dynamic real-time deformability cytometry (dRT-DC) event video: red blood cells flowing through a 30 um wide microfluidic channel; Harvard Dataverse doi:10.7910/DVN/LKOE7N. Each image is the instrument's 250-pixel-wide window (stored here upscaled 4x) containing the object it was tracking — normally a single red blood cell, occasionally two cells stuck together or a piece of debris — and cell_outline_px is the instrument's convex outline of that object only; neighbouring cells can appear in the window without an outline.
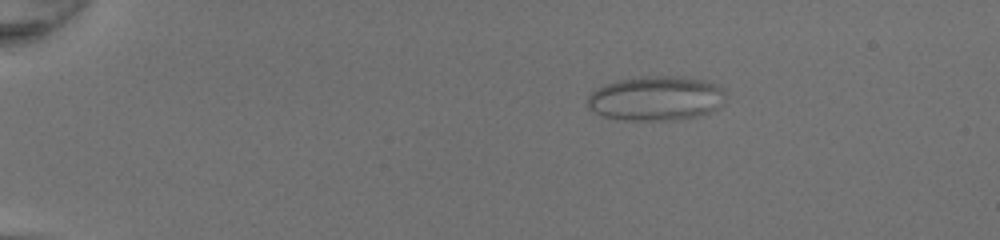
{"species": "common noctule bat (a hibernating species)", "species_latin": "Nyctalus noctula", "temperature_condition": "room temperature", "stored_images_in_passage": 50, "camera_frame_rate_fps": 3000, "um_per_image_px": 0.085, "animal": {"sex": "female", "body_mass_g": 20.0, "forearm_length_mm": 54.0}, "frame": {"image": 1, "passage_image": 10, "time_ms": 3.0, "image_size_px": [1000, 240], "cell_outline_px": [[724, 104], [708, 112], [696, 116], [672, 120], [624, 120], [604, 116], [596, 112], [588, 104], [588, 96], [596, 88], [604, 84], [616, 80], [640, 76], [684, 76], [704, 80], [716, 84], [724, 88]], "centroid_in_image_um": [55.78, 8.34], "position_along_channel_um": 29.2, "area_um2": 35.89}}
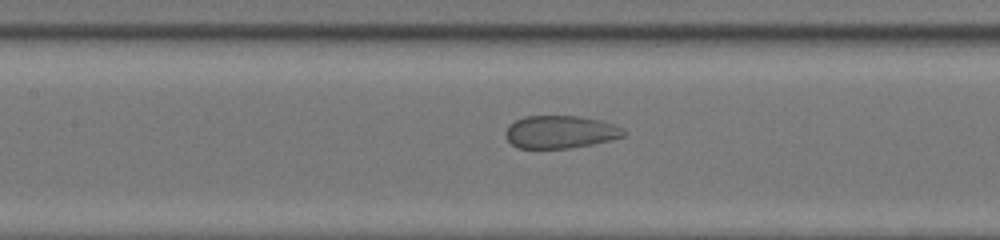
{"frame": {"image": 2, "passage_image": 26, "time_ms": 8.333, "image_size_px": [1000, 240], "cell_outline_px": [[624, 136], [592, 144], [568, 148], [520, 148], [512, 144], [504, 136], [504, 132], [508, 124], [524, 116], [580, 116], [600, 120], [624, 128]], "centroid_in_image_um": [47.58, 11.21], "position_along_channel_um": 159.8, "area_um2": 22.48}}
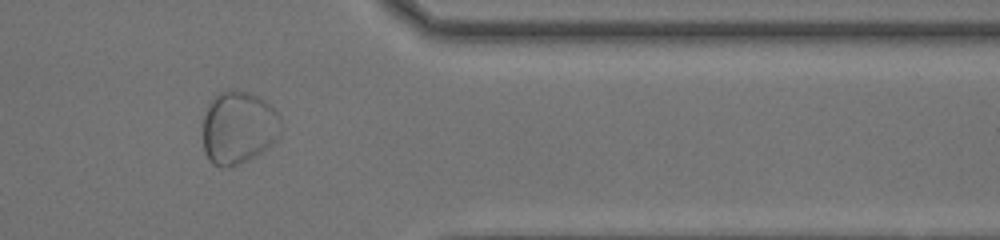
{"frame": {"image": 3, "passage_image": 43, "time_ms": 14.0, "image_size_px": [1000, 240], "cell_outline_px": [[280, 132], [276, 140], [260, 152], [248, 160], [224, 168], [212, 164], [208, 160], [204, 152], [204, 116], [212, 100], [220, 92], [248, 92], [264, 100], [280, 116]], "centroid_in_image_um": [20.26, 10.88], "position_along_channel_um": 391.1, "area_um2": 32.37}}